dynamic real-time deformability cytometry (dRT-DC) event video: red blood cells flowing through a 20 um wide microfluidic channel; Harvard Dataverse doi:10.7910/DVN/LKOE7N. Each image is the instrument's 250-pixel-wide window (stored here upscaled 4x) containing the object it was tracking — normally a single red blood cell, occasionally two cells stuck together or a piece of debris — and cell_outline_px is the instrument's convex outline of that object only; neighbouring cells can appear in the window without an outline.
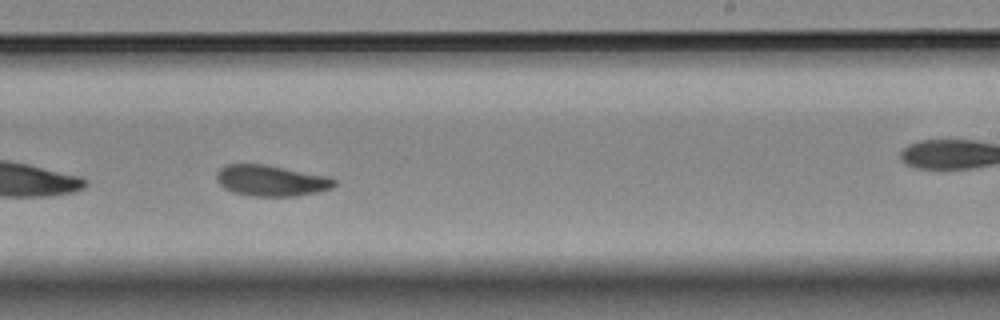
{"species": "Egyptian fruit bat (a non-hibernating species)", "species_latin": "Rousettus aegyptiacus", "temperature_condition": "room temperature", "stored_images_in_passage": 41, "camera_frame_rate_fps": 3000, "um_per_image_px": 0.085, "animal": {"sex": "female"}, "frame": {"image": 1, "passage_image": 18, "time_ms": 5.667, "image_size_px": [1000, 320], "cell_outline_px": [[336, 184], [332, 188], [320, 192], [296, 196], [248, 196], [232, 192], [224, 188], [216, 180], [216, 172], [220, 168], [228, 164], [264, 164], [328, 176], [336, 180]], "centroid_in_image_um": [23.04, 15.36], "position_along_channel_um": 266.0, "area_um2": 21.44}}
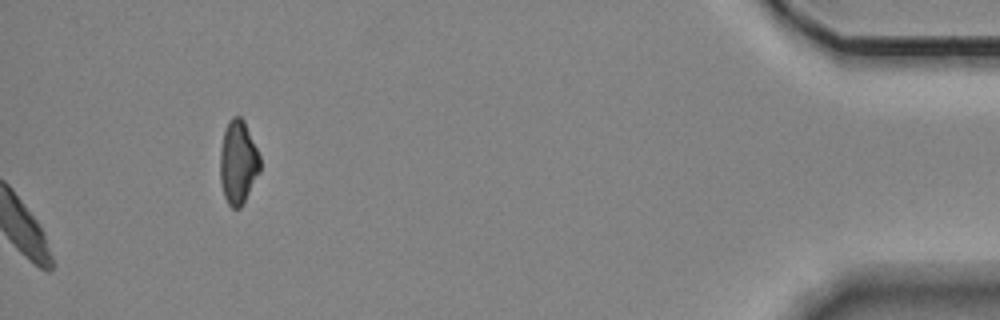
{"frame": {"image": 2, "passage_image": 41, "time_ms": 13.333, "image_size_px": [1000, 320], "cell_outline_px": [[260, 172], [244, 204], [240, 208], [232, 208], [228, 204], [224, 196], [220, 180], [220, 148], [224, 132], [232, 116], [240, 116], [244, 120], [260, 156]], "centroid_in_image_um": [20.24, 13.83], "position_along_channel_um": 415.0, "area_um2": 19.59}, "authors_computed_cell_mechanics": {"area_um2": 20.9814, "velocity_mm_per_s": 3.4983, "shape_relaxation_time_tau1_ms": 4.4208, "shape_relaxation_time_tau2_ms": 11.0359, "deformation_change_tau1": 0.1224, "deformation_change_tau2": 0.144}}